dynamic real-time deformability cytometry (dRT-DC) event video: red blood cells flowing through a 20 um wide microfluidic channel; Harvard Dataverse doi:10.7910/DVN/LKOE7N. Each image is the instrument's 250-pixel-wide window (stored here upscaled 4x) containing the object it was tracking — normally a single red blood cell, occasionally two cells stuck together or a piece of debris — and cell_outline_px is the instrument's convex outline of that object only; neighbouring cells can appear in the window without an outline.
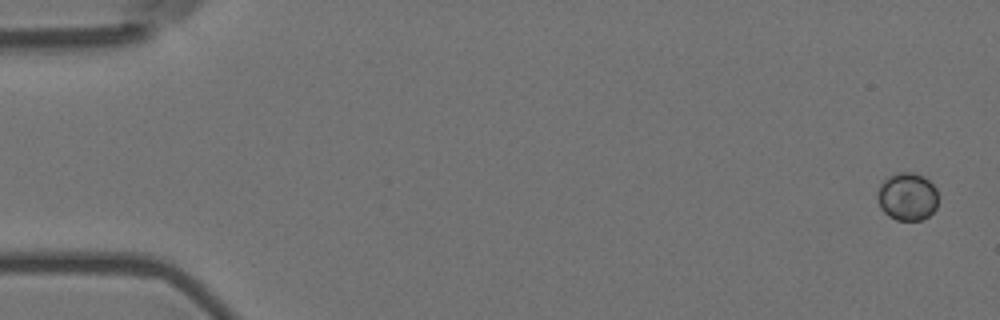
{"species": "Egyptian fruit bat (a non-hibernating species)", "species_latin": "Rousettus aegyptiacus", "temperature_condition": "room temperature", "stored_images_in_passage": 15, "camera_frame_rate_fps": 3000, "um_per_image_px": 0.085, "animal": {"sex": "female"}, "frame": {"image": 1, "passage_image": 1, "time_ms": 0.0, "image_size_px": [1000, 320], "cell_outline_px": [[936, 208], [928, 216], [920, 220], [896, 220], [888, 216], [880, 208], [876, 196], [876, 192], [880, 184], [888, 176], [896, 172], [912, 172], [924, 176], [936, 188]], "centroid_in_image_um": [77.08, 16.7], "position_along_channel_um": 7.9, "area_um2": 17.05}}
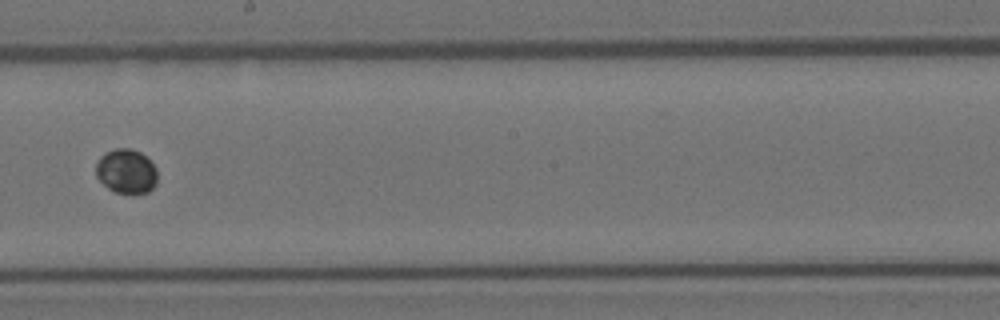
{"frame": {"image": 2, "passage_image": 9, "time_ms": 2.667, "image_size_px": [1000, 320], "cell_outline_px": [[156, 184], [148, 192], [116, 192], [108, 188], [96, 176], [96, 164], [100, 156], [104, 152], [116, 148], [132, 148], [140, 152], [156, 168]], "centroid_in_image_um": [10.71, 14.53], "position_along_channel_um": 237.5, "area_um2": 15.66}}
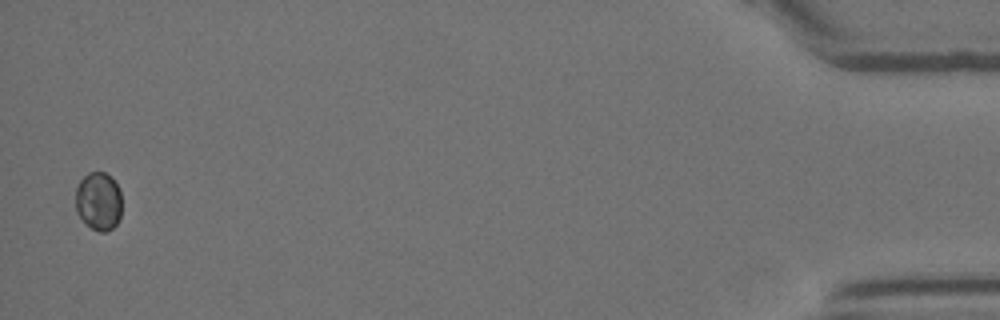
{"frame": {"image": 3, "passage_image": 15, "time_ms": 4.667, "image_size_px": [1000, 320], "cell_outline_px": [[120, 216], [116, 224], [112, 228], [104, 232], [100, 232], [92, 228], [76, 212], [76, 188], [80, 180], [88, 172], [104, 172], [112, 176], [120, 188]], "centroid_in_image_um": [8.38, 17.06], "position_along_channel_um": 426.8, "area_um2": 15.66}}